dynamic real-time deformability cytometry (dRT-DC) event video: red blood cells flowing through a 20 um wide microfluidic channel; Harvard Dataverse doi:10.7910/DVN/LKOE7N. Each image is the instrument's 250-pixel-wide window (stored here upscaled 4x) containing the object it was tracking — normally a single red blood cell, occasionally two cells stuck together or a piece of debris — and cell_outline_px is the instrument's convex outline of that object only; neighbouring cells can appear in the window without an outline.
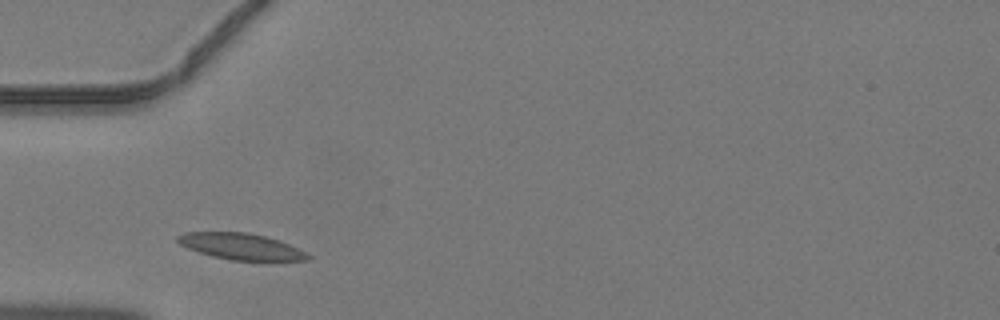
{"species": "common noctule bat (a hibernating species)", "species_latin": "Nyctalus noctula", "temperature_condition": "warm", "stored_images_in_passage": 32, "camera_frame_rate_fps": 3000, "um_per_image_px": 0.085, "animal": {"sex": "male", "body_mass_g": 19.2, "forearm_length_mm": 51.8}, "frame": {"image": 1, "passage_image": 1, "time_ms": 0.0, "image_size_px": [1000, 320], "cell_outline_px": [[312, 256], [308, 260], [232, 260], [212, 256], [188, 248], [180, 244], [176, 240], [176, 236], [184, 232], [248, 232], [280, 240]], "centroid_in_image_um": [20.45, 20.93], "position_along_channel_um": 64.6, "area_um2": 19.71}}
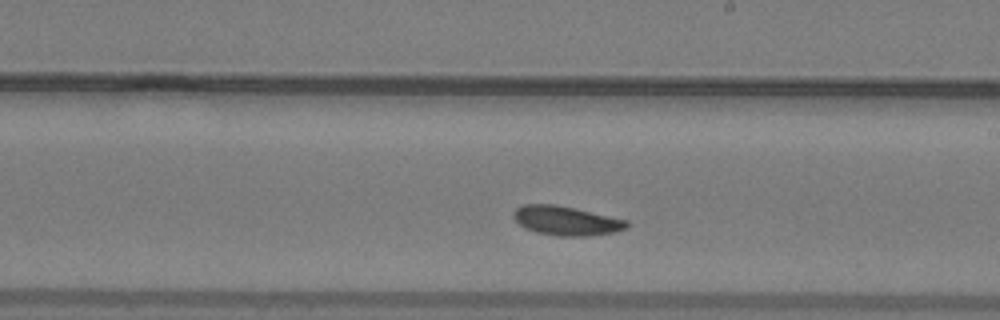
{"frame": {"image": 2, "passage_image": 13, "time_ms": 4.0, "image_size_px": [1000, 320], "cell_outline_px": [[628, 228], [616, 232], [588, 236], [560, 236], [536, 232], [524, 228], [512, 216], [512, 212], [516, 208], [524, 204], [556, 204], [628, 220]], "centroid_in_image_um": [48.13, 18.76], "position_along_channel_um": 240.9, "area_um2": 19.36}}
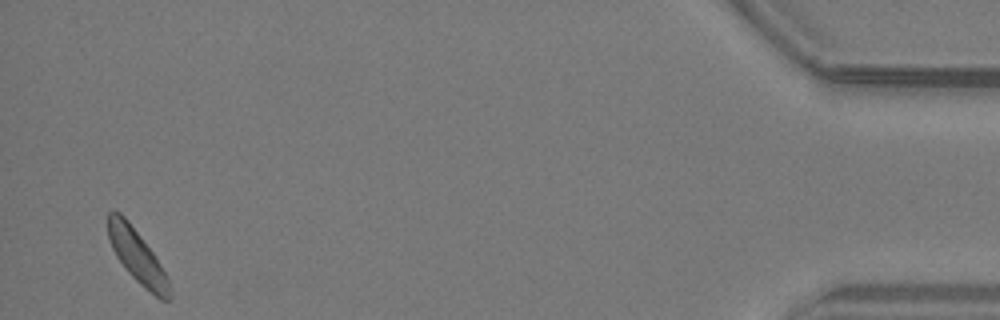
{"frame": {"image": 3, "passage_image": 31, "time_ms": 10.0, "image_size_px": [1000, 320], "cell_outline_px": [[172, 300], [160, 300], [144, 288], [128, 272], [116, 256], [112, 248], [108, 236], [108, 212], [120, 212], [128, 220], [152, 252], [160, 264], [168, 280], [172, 296]], "centroid_in_image_um": [11.67, 21.82], "position_along_channel_um": 423.5, "area_um2": 18.79}}